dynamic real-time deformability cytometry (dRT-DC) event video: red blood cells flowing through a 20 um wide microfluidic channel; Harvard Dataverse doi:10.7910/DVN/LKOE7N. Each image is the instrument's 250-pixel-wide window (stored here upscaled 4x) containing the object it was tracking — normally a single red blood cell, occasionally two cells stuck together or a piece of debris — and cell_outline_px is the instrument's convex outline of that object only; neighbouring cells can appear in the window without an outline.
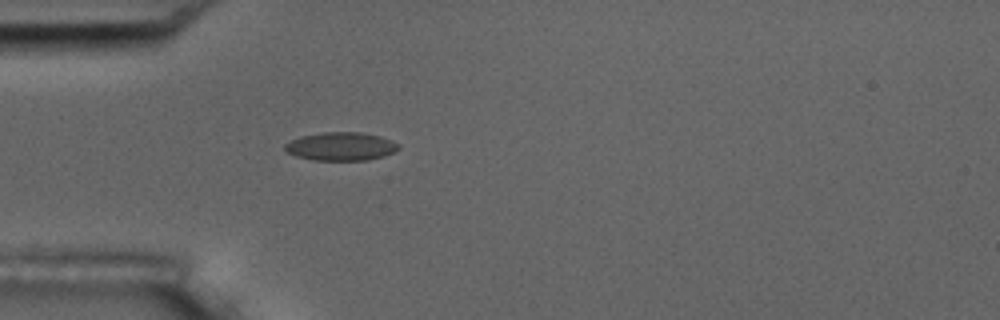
{"species": "common noctule bat (a hibernating species)", "species_latin": "Nyctalus noctula", "temperature_condition": "room temperature", "stored_images_in_passage": 1, "camera_frame_rate_fps": 3000, "um_per_image_px": 0.085, "animal": {"sex": "male", "body_mass_g": 17.5, "forearm_length_mm": 52.3}, "frame": {"image": 1, "passage_image": 1, "time_ms": 0.0, "image_size_px": [1000, 320], "cell_outline_px": [[400, 148], [384, 156], [368, 160], [316, 160], [296, 156], [288, 152], [284, 148], [284, 144], [300, 136], [324, 132], [360, 132], [380, 136], [392, 140], [400, 144]], "centroid_in_image_um": [29.0, 12.44], "position_along_channel_um": 56.0, "area_um2": 18.73}}